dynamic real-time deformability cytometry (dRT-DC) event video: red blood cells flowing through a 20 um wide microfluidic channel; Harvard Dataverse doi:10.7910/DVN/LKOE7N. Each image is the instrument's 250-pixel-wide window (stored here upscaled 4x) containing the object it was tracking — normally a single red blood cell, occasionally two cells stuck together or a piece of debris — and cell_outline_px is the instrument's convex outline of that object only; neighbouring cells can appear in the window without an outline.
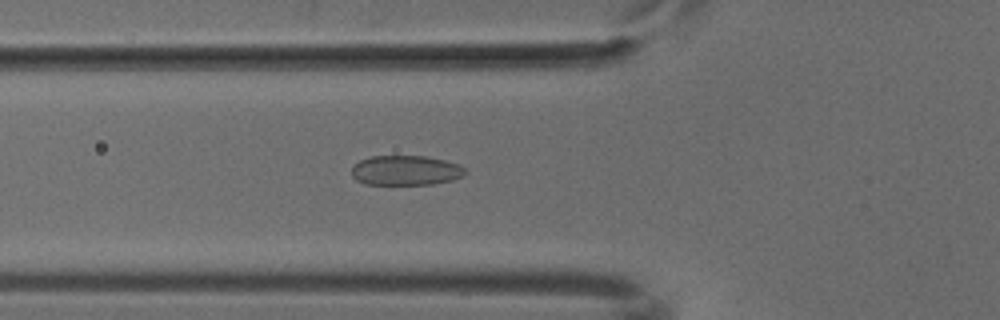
{"species": "common noctule bat (a hibernating species)", "species_latin": "Nyctalus noctula", "temperature_condition": "cold", "stored_images_in_passage": 51, "camera_frame_rate_fps": 3000, "um_per_image_px": 0.085, "animal": {"sex": "male", "body_mass_g": 18.8}, "frame": {"image": 1, "passage_image": 18, "time_ms": 5.667, "image_size_px": [1000, 320], "cell_outline_px": [[468, 172], [464, 176], [452, 180], [432, 184], [364, 184], [356, 180], [352, 176], [352, 164], [360, 160], [372, 156], [424, 156], [444, 160], [456, 164], [464, 168]], "centroid_in_image_um": [34.46, 14.48], "position_along_channel_um": 91.3, "area_um2": 19.77}}
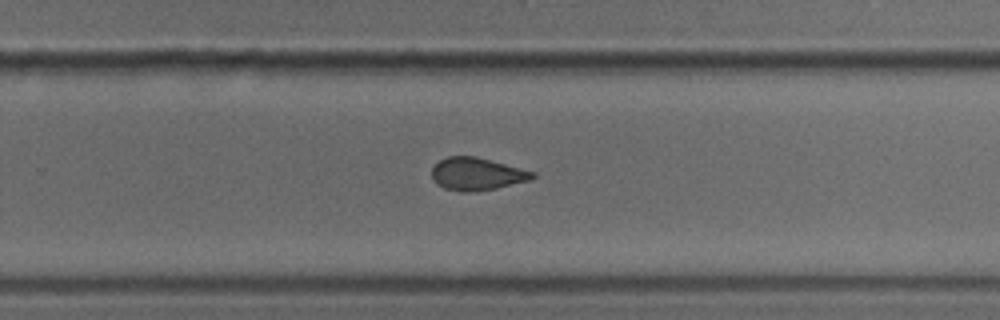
{"frame": {"image": 2, "passage_image": 33, "time_ms": 10.667, "image_size_px": [1000, 320], "cell_outline_px": [[536, 176], [532, 180], [496, 188], [468, 192], [464, 192], [444, 188], [436, 184], [432, 180], [432, 168], [440, 160], [448, 156], [476, 156], [536, 172]], "centroid_in_image_um": [40.55, 14.78], "position_along_channel_um": 289.3, "area_um2": 19.19}}
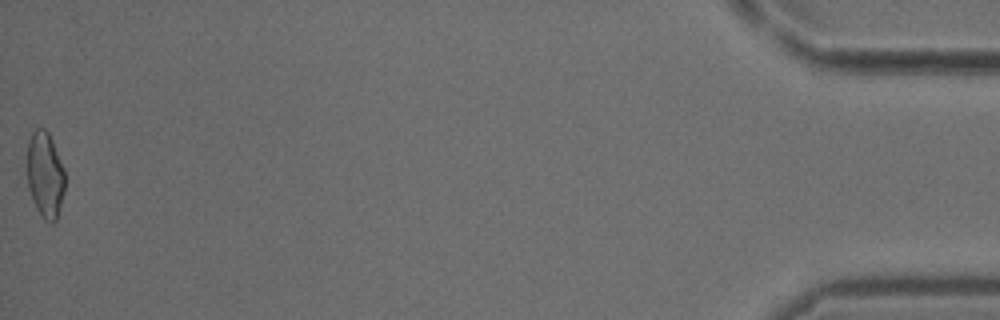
{"frame": {"image": 3, "passage_image": 51, "time_ms": 16.667, "image_size_px": [1000, 320], "cell_outline_px": [[64, 192], [56, 220], [52, 224], [44, 220], [36, 208], [32, 200], [28, 188], [28, 140], [32, 132], [36, 128], [44, 128], [48, 132], [52, 140], [64, 168]], "centroid_in_image_um": [3.83, 14.87], "position_along_channel_um": 431.4, "area_um2": 18.9}}